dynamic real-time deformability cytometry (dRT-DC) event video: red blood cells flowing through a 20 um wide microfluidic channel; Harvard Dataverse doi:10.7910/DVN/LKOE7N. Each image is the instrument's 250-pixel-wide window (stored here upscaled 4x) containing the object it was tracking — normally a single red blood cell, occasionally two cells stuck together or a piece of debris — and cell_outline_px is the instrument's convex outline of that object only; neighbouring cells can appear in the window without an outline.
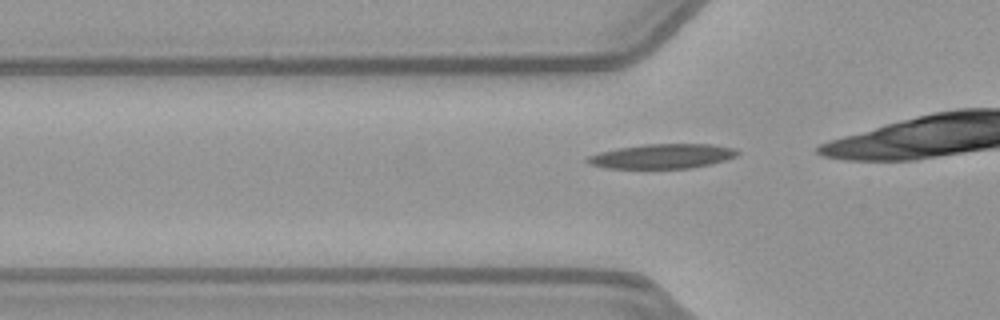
{"species": "common noctule bat (a hibernating species)", "species_latin": "Nyctalus noctula", "temperature_condition": "warm", "stored_images_in_passage": 29, "camera_frame_rate_fps": 3000, "um_per_image_px": 0.085, "animal": {"sex": "female", "body_mass_g": 21.9}, "frame": {"image": 1, "passage_image": 4, "time_ms": 1.0, "image_size_px": [1000, 320], "cell_outline_px": [[740, 152], [736, 156], [712, 164], [688, 168], [604, 168], [592, 164], [584, 160], [588, 156], [600, 152], [620, 148], [644, 144], [708, 144], [736, 148]], "centroid_in_image_um": [56.32, 13.28], "position_along_channel_um": 69.5, "area_um2": 21.33}}
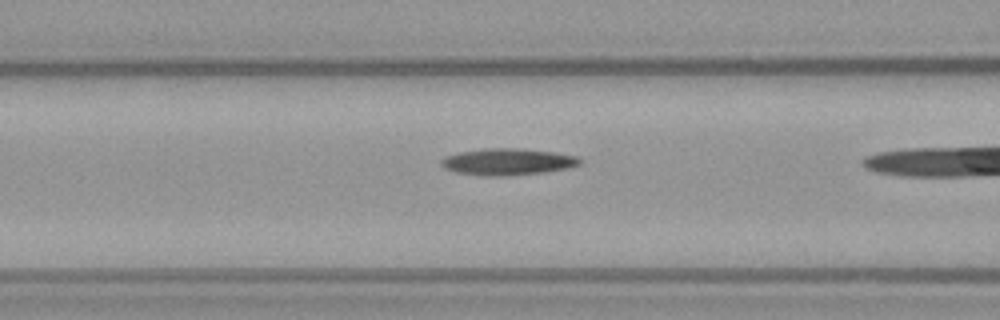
{"frame": {"image": 2, "passage_image": 8, "time_ms": 2.333, "image_size_px": [1000, 320], "cell_outline_px": [[580, 164], [564, 168], [544, 172], [508, 176], [480, 176], [456, 172], [444, 168], [440, 164], [440, 160], [444, 156], [460, 152], [484, 148], [520, 148], [556, 152], [576, 156], [580, 160]], "centroid_in_image_um": [43.08, 13.75], "position_along_channel_um": 123.5, "area_um2": 21.62}}
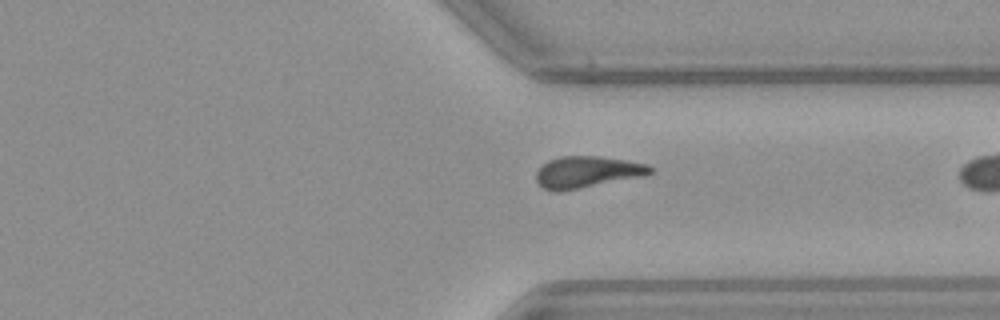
{"frame": {"image": 3, "passage_image": 26, "time_ms": 8.333, "image_size_px": [1000, 320], "cell_outline_px": [[652, 172], [640, 176], [580, 188], [556, 192], [544, 188], [536, 180], [536, 172], [548, 160], [560, 156], [596, 156], [624, 160], [644, 164], [652, 168]], "centroid_in_image_um": [49.83, 14.62], "position_along_channel_um": 361.6, "area_um2": 20.4}}